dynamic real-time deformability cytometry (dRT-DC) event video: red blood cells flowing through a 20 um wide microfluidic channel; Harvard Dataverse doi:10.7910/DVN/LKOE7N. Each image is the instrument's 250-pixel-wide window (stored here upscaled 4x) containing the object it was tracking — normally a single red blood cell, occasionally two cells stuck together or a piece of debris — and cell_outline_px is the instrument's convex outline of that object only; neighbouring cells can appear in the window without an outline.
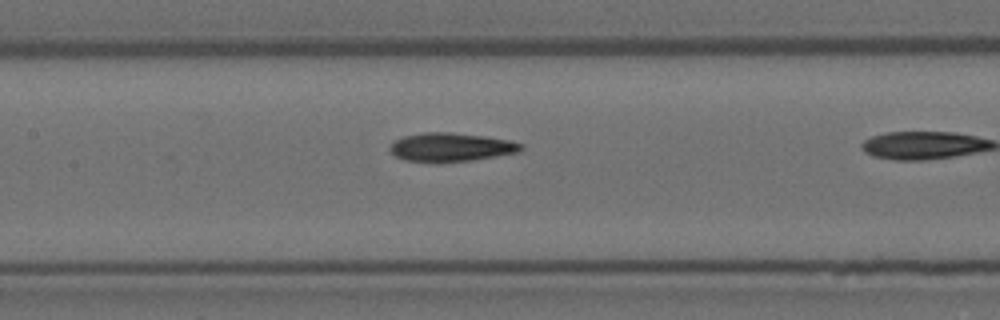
{"species": "Egyptian fruit bat (a non-hibernating species)", "species_latin": "Rousettus aegyptiacus", "temperature_condition": "room temperature", "stored_images_in_passage": 5, "camera_frame_rate_fps": 3000, "um_per_image_px": 0.085, "animal": {"sex": "female"}, "frame": {"image": 1, "passage_image": 5, "time_ms": 1.333, "image_size_px": [1000, 320], "cell_outline_px": [[524, 148], [520, 152], [472, 160], [404, 160], [396, 156], [388, 148], [392, 140], [404, 136], [424, 132], [448, 132], [484, 136], [512, 140], [524, 144]], "centroid_in_image_um": [38.37, 12.47], "position_along_channel_um": 169.0, "area_um2": 21.5}}